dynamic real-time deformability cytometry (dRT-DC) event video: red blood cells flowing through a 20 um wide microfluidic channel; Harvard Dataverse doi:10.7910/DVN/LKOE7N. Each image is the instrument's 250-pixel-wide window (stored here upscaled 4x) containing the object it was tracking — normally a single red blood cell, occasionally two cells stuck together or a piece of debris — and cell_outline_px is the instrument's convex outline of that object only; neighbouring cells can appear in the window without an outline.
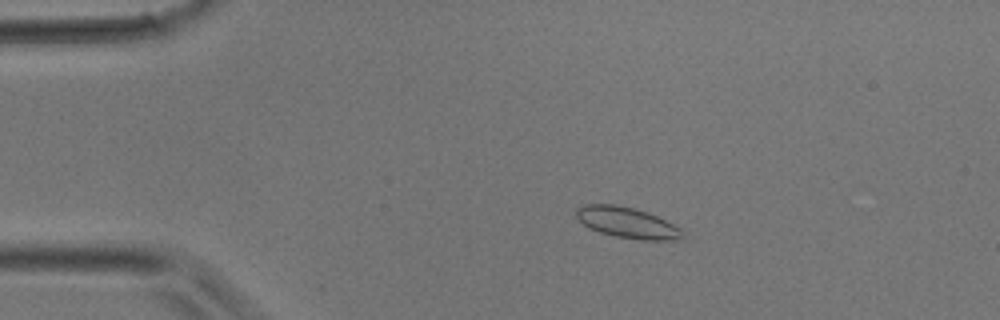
{"species": "common noctule bat (a hibernating species)", "species_latin": "Nyctalus noctula", "temperature_condition": "room temperature", "stored_images_in_passage": 40, "camera_frame_rate_fps": 3000, "um_per_image_px": 0.085, "animal": {"sex": "male", "body_mass_g": 17.9}, "frame": {"image": 1, "passage_image": 8, "time_ms": 2.333, "image_size_px": [1000, 320], "cell_outline_px": [[684, 236], [680, 240], [644, 240], [616, 236], [600, 232], [588, 228], [576, 216], [576, 208], [584, 204], [616, 204], [648, 212], [680, 228]], "centroid_in_image_um": [53.3, 18.92], "position_along_channel_um": 31.7, "area_um2": 18.96}}
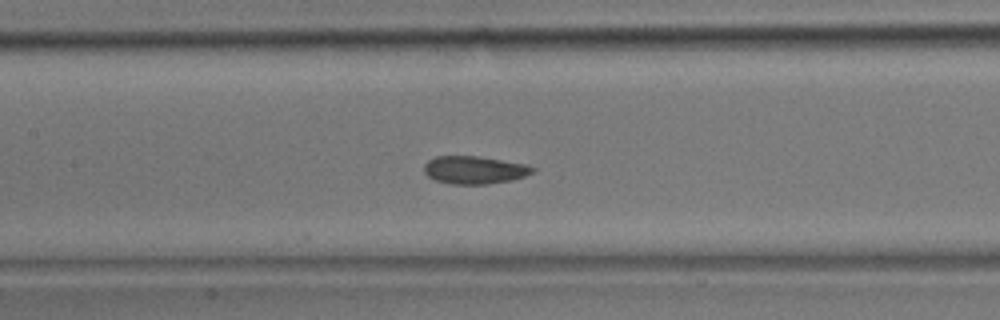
{"frame": {"image": 2, "passage_image": 19, "time_ms": 6.0, "image_size_px": [1000, 320], "cell_outline_px": [[536, 168], [532, 172], [524, 176], [512, 180], [488, 184], [448, 184], [436, 180], [428, 176], [424, 172], [424, 164], [428, 160], [436, 156], [476, 156], [528, 164]], "centroid_in_image_um": [40.32, 14.44], "position_along_channel_um": 167.1, "area_um2": 17.63}}
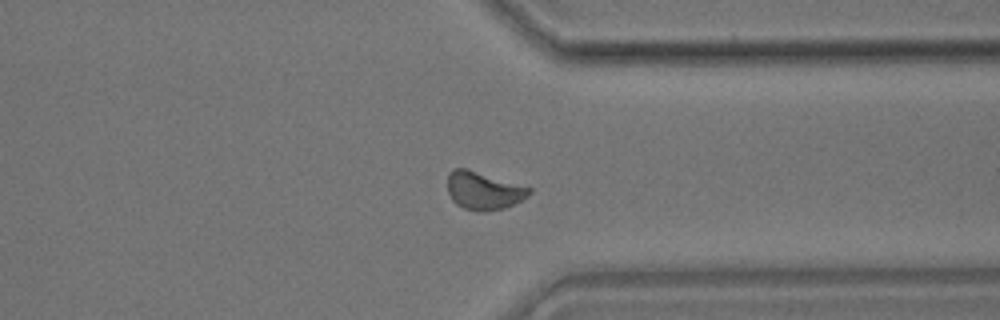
{"frame": {"image": 3, "passage_image": 31, "time_ms": 10.0, "image_size_px": [1000, 320], "cell_outline_px": [[532, 192], [528, 196], [504, 208], [484, 212], [480, 212], [464, 208], [456, 204], [452, 200], [448, 192], [448, 172], [456, 168], [468, 168], [532, 188]], "centroid_in_image_um": [41.09, 16.19], "position_along_channel_um": 370.3, "area_um2": 18.09}}